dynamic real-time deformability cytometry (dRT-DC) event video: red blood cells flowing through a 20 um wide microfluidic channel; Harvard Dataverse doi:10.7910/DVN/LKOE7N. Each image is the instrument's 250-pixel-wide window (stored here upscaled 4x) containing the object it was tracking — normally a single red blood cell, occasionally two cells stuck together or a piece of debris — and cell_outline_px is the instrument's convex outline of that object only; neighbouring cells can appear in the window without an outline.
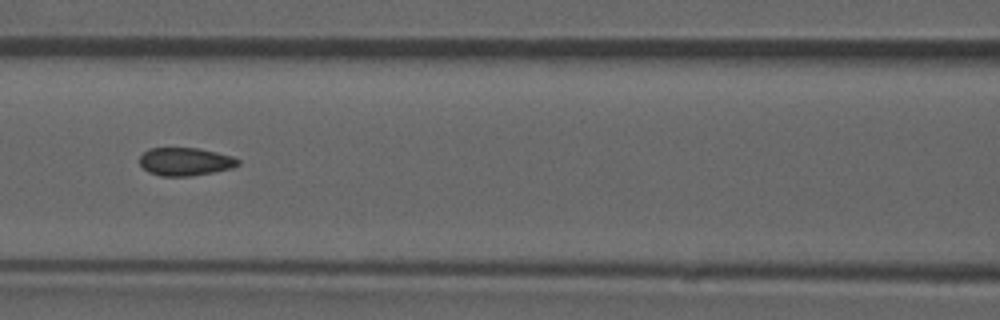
{"species": "common noctule bat (a hibernating species)", "species_latin": "Nyctalus noctula", "temperature_condition": "room temperature", "stored_images_in_passage": 52, "camera_frame_rate_fps": 3000, "um_per_image_px": 0.085, "animal": {"sex": "male", "forearm_length_mm": 52.5}, "frame": {"image": 1, "passage_image": 23, "time_ms": 7.333, "image_size_px": [1000, 320], "cell_outline_px": [[240, 164], [232, 168], [212, 172], [188, 176], [160, 176], [148, 172], [140, 164], [140, 156], [148, 148], [196, 148], [216, 152], [232, 156], [240, 160]], "centroid_in_image_um": [15.74, 13.73], "position_along_channel_um": 150.9, "area_um2": 16.01}, "authors_computed_cell_mechanics": {"area_um2": 16.5308, "velocity_mm_per_s": 3.9154, "shape_relaxation_time_tau1_ms": null, "shape_relaxation_time_tau2_ms": 1.285, "deformation_change_tau1": null, "deformation_change_tau2": 0.0465}}